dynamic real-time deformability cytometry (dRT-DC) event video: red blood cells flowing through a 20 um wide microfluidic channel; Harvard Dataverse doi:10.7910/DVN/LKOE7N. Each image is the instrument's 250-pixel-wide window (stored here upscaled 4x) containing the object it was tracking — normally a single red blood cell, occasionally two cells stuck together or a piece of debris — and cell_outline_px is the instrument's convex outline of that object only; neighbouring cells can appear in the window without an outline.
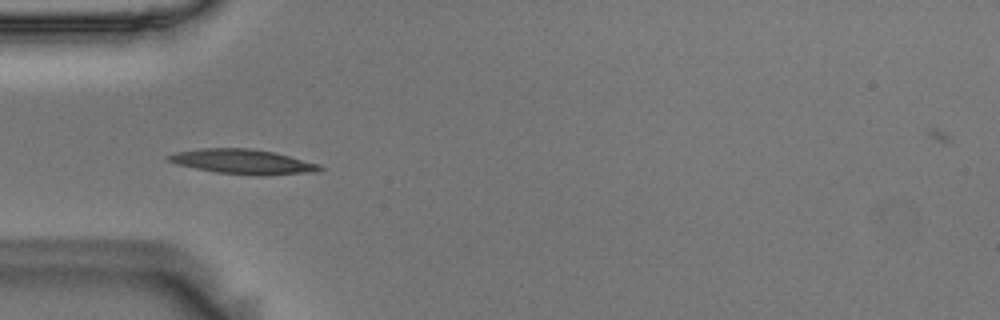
{"species": "Egyptian fruit bat (a non-hibernating species)", "species_latin": "Rousettus aegyptiacus", "temperature_condition": "room temperature", "stored_images_in_passage": 31, "camera_frame_rate_fps": 3000, "um_per_image_px": 0.085, "animal": {"sex": "male"}, "frame": {"image": 1, "passage_image": 1, "time_ms": 0.0, "image_size_px": [1000, 320], "cell_outline_px": [[324, 168], [316, 172], [260, 176], [216, 172], [176, 164], [168, 160], [164, 156], [176, 152], [200, 148], [252, 148], [272, 152], [320, 164]], "centroid_in_image_um": [20.63, 13.74], "position_along_channel_um": 64.4, "area_um2": 21.79}}
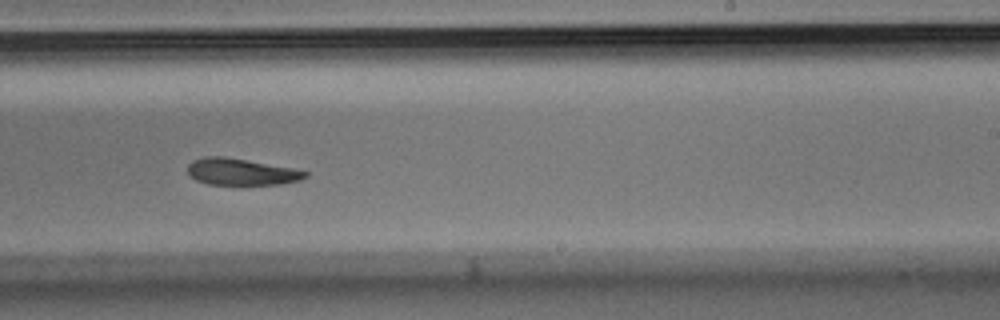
{"frame": {"image": 2, "passage_image": 18, "time_ms": 5.667, "image_size_px": [1000, 320], "cell_outline_px": [[308, 176], [300, 180], [280, 184], [208, 184], [196, 180], [188, 172], [188, 164], [192, 160], [204, 156], [224, 156], [248, 160], [292, 168], [308, 172]], "centroid_in_image_um": [20.49, 14.59], "position_along_channel_um": 268.5, "area_um2": 18.15}}
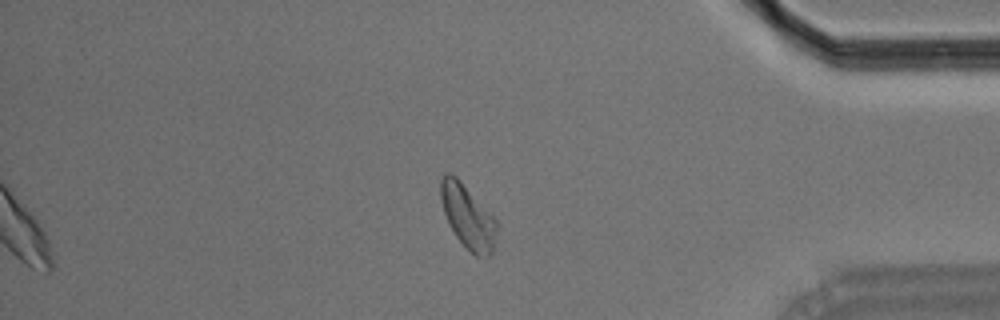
{"frame": {"image": 3, "passage_image": 31, "time_ms": 10.0, "image_size_px": [1000, 320], "cell_outline_px": [[496, 228], [492, 252], [488, 256], [476, 256], [456, 236], [444, 212], [440, 200], [440, 180], [444, 172], [452, 172], [460, 180], [496, 220]], "centroid_in_image_um": [39.72, 18.35], "position_along_channel_um": 395.5, "area_um2": 20.17}, "authors_computed_cell_mechanics": {"area_um2": 19.652, "velocity_mm_per_s": 3.6153, "shape_relaxation_time_tau1_ms": 5.9949, "shape_relaxation_time_tau2_ms": null, "deformation_change_tau1": 0.1499, "deformation_change_tau2": null}}